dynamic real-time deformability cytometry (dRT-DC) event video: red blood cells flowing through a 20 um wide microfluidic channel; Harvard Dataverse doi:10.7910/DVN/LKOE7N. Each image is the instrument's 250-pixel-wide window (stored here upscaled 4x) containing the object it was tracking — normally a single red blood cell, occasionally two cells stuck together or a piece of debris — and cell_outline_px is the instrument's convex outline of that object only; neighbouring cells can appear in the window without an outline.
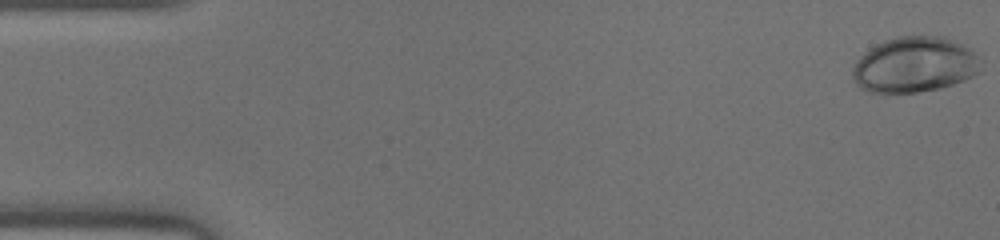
{"species": "human", "species_latin": "Homo sapiens", "temperature_condition": "warm", "stored_images_in_passage": 46, "camera_frame_rate_fps": 3000, "um_per_image_px": 0.085, "donor": {"sex": "male"}, "frame": {"image": 1, "passage_image": 1, "time_ms": 0.0, "image_size_px": [1000, 240], "cell_outline_px": [[984, 60], [980, 72], [964, 80], [940, 88], [916, 92], [884, 96], [868, 92], [860, 88], [852, 80], [852, 64], [868, 48], [884, 40], [896, 36], [944, 36], [964, 44], [972, 48]], "centroid_in_image_um": [77.73, 5.52], "position_along_channel_um": 7.3, "area_um2": 43.06}}
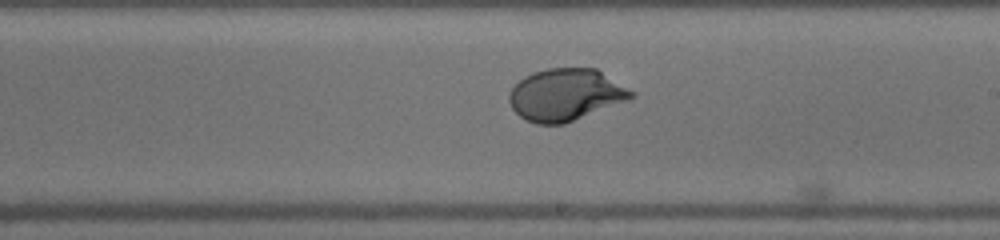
{"frame": {"image": 2, "passage_image": 27, "time_ms": 8.667, "image_size_px": [1000, 240], "cell_outline_px": [[636, 96], [628, 100], [564, 124], [536, 124], [520, 116], [512, 108], [508, 100], [508, 92], [524, 76], [532, 72], [548, 68], [596, 68], [636, 92]], "centroid_in_image_um": [48.09, 8.04], "position_along_channel_um": 240.9, "area_um2": 37.11}}
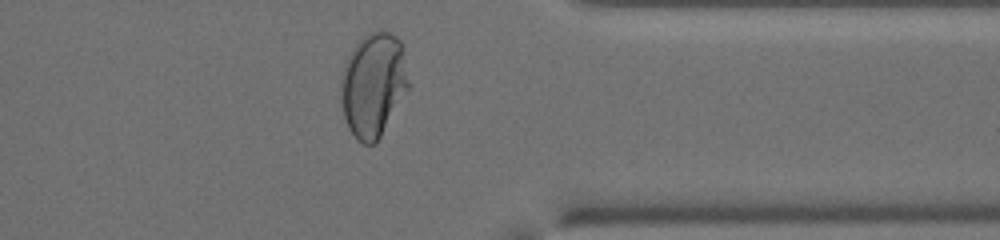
{"frame": {"image": 3, "passage_image": 37, "time_ms": 12.0, "image_size_px": [1000, 240], "cell_outline_px": [[408, 88], [376, 144], [364, 144], [356, 140], [348, 128], [344, 116], [340, 100], [340, 76], [344, 64], [348, 56], [356, 44], [368, 32], [376, 28], [384, 28], [392, 32], [404, 44], [408, 80]], "centroid_in_image_um": [31.72, 7.15], "position_along_channel_um": 379.7, "area_um2": 41.79}}